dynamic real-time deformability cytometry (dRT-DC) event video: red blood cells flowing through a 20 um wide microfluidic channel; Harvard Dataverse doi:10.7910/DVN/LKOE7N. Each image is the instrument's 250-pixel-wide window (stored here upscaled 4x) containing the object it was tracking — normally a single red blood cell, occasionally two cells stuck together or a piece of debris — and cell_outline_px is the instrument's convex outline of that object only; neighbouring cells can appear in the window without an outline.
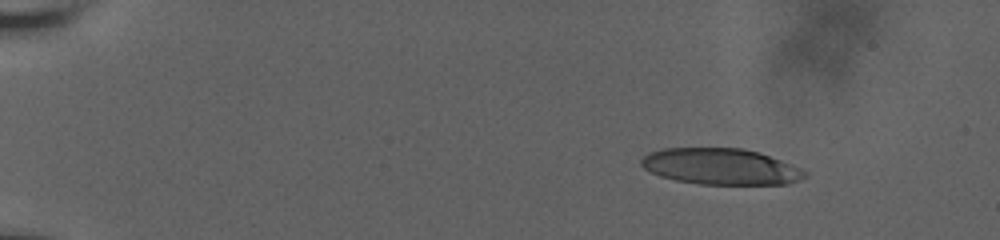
{"species": "human", "species_latin": "Homo sapiens", "temperature_condition": "room temperature", "stored_images_in_passage": 9, "camera_frame_rate_fps": 3000, "um_per_image_px": 0.085, "donor": {"sex": "male"}, "frame": {"image": 1, "passage_image": 1, "time_ms": 0.0, "image_size_px": [1000, 240], "cell_outline_px": [[808, 176], [800, 180], [788, 184], [700, 184], [676, 180], [660, 176], [644, 168], [640, 164], [640, 160], [648, 152], [664, 148], [740, 148], [760, 152], [800, 168], [808, 172]], "centroid_in_image_um": [61.27, 14.15], "position_along_channel_um": 23.7, "area_um2": 34.51}}
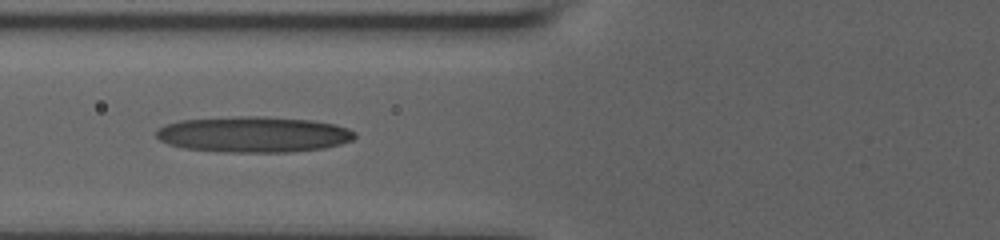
{"frame": {"image": 2, "passage_image": 7, "time_ms": 5.667, "image_size_px": [1000, 240], "cell_outline_px": [[356, 136], [352, 140], [340, 144], [324, 148], [292, 152], [224, 152], [184, 148], [168, 144], [160, 140], [156, 136], [156, 132], [160, 128], [168, 124], [180, 120], [236, 116], [264, 116], [312, 120], [336, 124], [348, 128], [356, 132]], "centroid_in_image_um": [21.59, 11.42], "position_along_channel_um": 104.2, "area_um2": 41.62}}
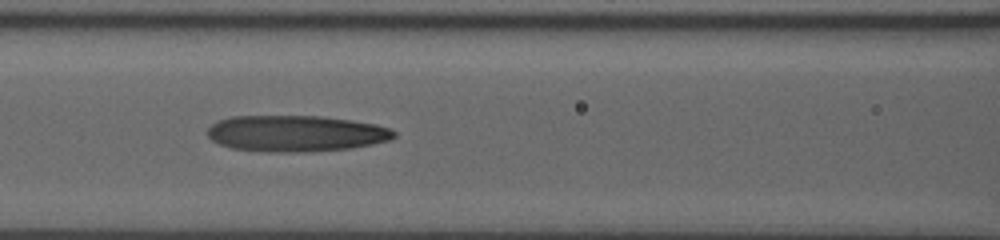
{"frame": {"image": 3, "passage_image": 8, "time_ms": 6.667, "image_size_px": [1000, 240], "cell_outline_px": [[396, 136], [388, 140], [372, 144], [352, 148], [304, 152], [260, 152], [232, 148], [220, 144], [212, 140], [208, 136], [208, 128], [212, 124], [220, 120], [232, 116], [320, 116], [376, 124], [392, 128], [396, 132]], "centroid_in_image_um": [25.15, 11.35], "position_along_channel_um": 141.4, "area_um2": 39.48}}